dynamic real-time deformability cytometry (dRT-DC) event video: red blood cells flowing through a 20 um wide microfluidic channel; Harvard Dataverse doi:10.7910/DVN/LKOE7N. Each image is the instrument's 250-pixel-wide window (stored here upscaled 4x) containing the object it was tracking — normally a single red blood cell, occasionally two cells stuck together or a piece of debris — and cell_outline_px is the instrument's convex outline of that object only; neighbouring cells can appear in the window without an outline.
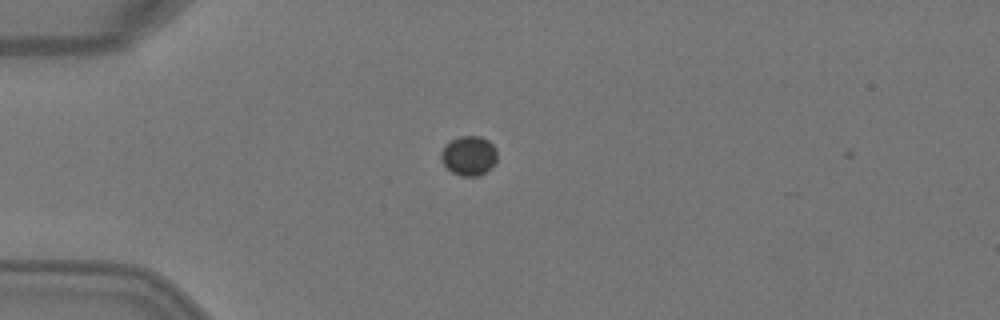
{"species": "Egyptian fruit bat (a non-hibernating species)", "species_latin": "Rousettus aegyptiacus", "temperature_condition": "warm", "stored_images_in_passage": 3, "camera_frame_rate_fps": 3000, "um_per_image_px": 0.085, "animal": {"sex": "female"}, "frame": {"image": 1, "passage_image": 2, "time_ms": 0.333, "image_size_px": [1000, 320], "cell_outline_px": [[496, 160], [480, 176], [460, 176], [452, 172], [440, 160], [440, 152], [452, 140], [460, 136], [480, 136], [488, 140], [496, 148]], "centroid_in_image_um": [39.84, 13.23], "position_along_channel_um": 45.2, "area_um2": 12.72}}